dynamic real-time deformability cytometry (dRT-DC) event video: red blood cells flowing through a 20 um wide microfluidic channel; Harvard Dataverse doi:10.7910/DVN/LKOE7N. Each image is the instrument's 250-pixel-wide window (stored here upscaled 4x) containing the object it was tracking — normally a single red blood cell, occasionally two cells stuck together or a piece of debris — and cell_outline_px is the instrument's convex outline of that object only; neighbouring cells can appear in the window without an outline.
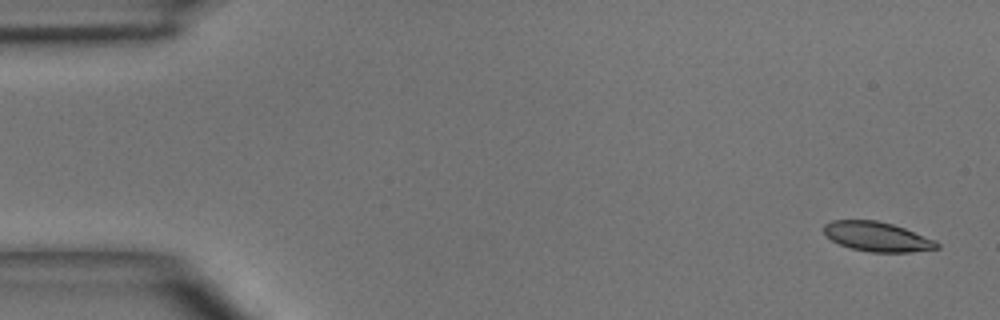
{"species": "common noctule bat (a hibernating species)", "species_latin": "Nyctalus noctula", "temperature_condition": "room temperature", "stored_images_in_passage": 5, "camera_frame_rate_fps": 3000, "um_per_image_px": 0.085, "animal": {"sex": "male", "body_mass_g": 15.6}, "frame": {"image": 1, "passage_image": 1, "time_ms": 0.0, "image_size_px": [1000, 320], "cell_outline_px": [[940, 248], [908, 252], [868, 252], [852, 248], [840, 244], [824, 236], [824, 224], [832, 220], [876, 220], [892, 224], [904, 228], [936, 240], [940, 244]], "centroid_in_image_um": [74.55, 20.11], "position_along_channel_um": 10.4, "area_um2": 19.48}}
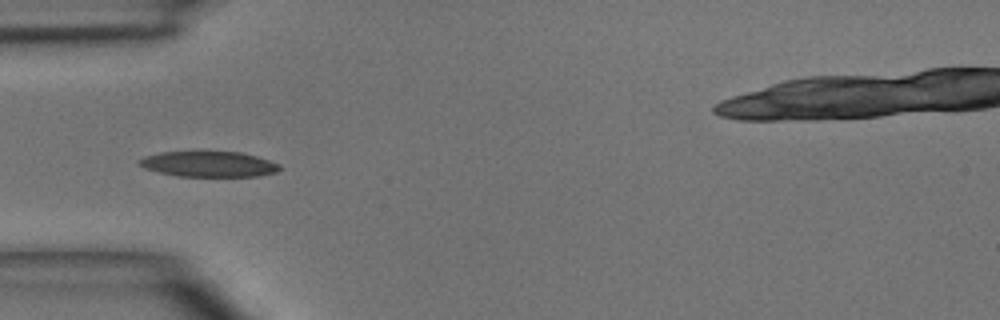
{"frame": {"image": 2, "passage_image": 5, "time_ms": 4.333, "image_size_px": [1000, 320], "cell_outline_px": [[284, 168], [276, 172], [260, 176], [176, 176], [144, 168], [140, 164], [140, 160], [144, 156], [160, 152], [240, 152], [256, 156], [280, 164]], "centroid_in_image_um": [17.79, 13.95], "position_along_channel_um": 67.2, "area_um2": 20.75}}